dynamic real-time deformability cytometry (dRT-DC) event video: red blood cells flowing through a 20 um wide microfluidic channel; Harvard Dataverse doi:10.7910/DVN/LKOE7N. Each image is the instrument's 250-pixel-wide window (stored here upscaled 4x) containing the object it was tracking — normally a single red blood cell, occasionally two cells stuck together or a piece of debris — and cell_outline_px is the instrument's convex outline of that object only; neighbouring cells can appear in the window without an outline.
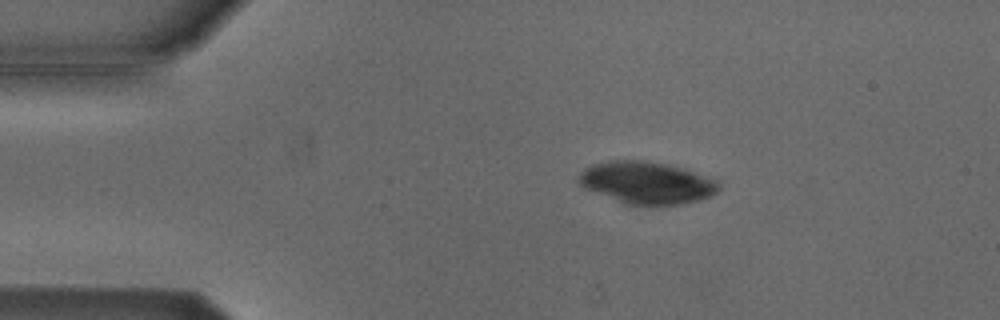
{"species": "Egyptian fruit bat (a non-hibernating species)", "species_latin": "Rousettus aegyptiacus", "temperature_condition": "cold", "stored_images_in_passage": 5, "camera_frame_rate_fps": 3000, "um_per_image_px": 0.085, "animal": {"sex": "male"}, "frame": {"image": 1, "passage_image": 3, "time_ms": 2.333, "image_size_px": [1000, 320], "cell_outline_px": [[720, 188], [712, 196], [680, 204], [620, 204], [584, 188], [576, 180], [580, 172], [584, 168], [592, 164], [608, 160], [640, 160], [688, 168], [720, 180]], "centroid_in_image_um": [54.96, 15.52], "position_along_channel_um": 30.0, "area_um2": 34.97}}